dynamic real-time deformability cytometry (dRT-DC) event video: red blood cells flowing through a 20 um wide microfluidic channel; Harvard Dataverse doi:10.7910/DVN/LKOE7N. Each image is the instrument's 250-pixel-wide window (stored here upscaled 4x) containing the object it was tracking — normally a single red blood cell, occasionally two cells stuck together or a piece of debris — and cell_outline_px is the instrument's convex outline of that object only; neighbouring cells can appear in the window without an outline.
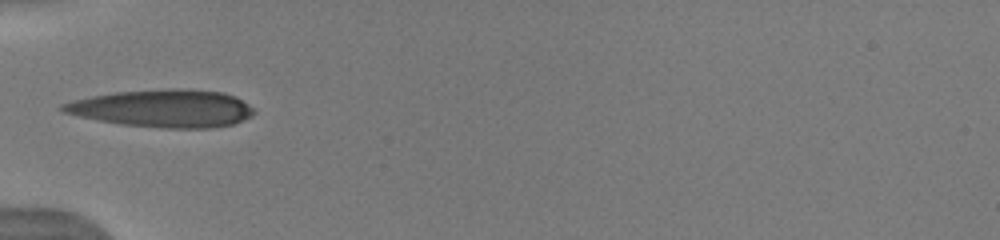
{"species": "human", "species_latin": "Homo sapiens", "temperature_condition": "warm", "stored_images_in_passage": 28, "camera_frame_rate_fps": 3000, "um_per_image_px": 0.085, "donor": {"sex": "male"}, "frame": {"image": 1, "passage_image": 1, "time_ms": 0.0, "image_size_px": [1000, 240], "cell_outline_px": [[256, 112], [252, 116], [232, 124], [212, 128], [164, 128], [120, 124], [80, 116], [64, 112], [60, 108], [60, 104], [72, 100], [92, 96], [116, 92], [176, 88], [224, 92], [236, 96], [248, 104]], "centroid_in_image_um": [13.88, 9.21], "position_along_channel_um": 71.1, "area_um2": 41.73}}
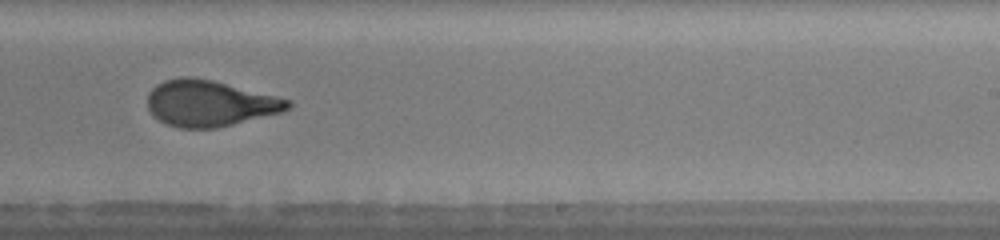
{"frame": {"image": 2, "passage_image": 16, "time_ms": 5.0, "image_size_px": [1000, 240], "cell_outline_px": [[292, 104], [284, 112], [216, 128], [180, 128], [168, 124], [152, 116], [148, 108], [148, 92], [156, 84], [164, 80], [180, 76], [192, 76], [212, 80], [292, 100]], "centroid_in_image_um": [17.81, 8.77], "position_along_channel_um": 271.2, "area_um2": 37.8}, "authors_computed_cell_mechanics": {"area_um2": 38.726, "velocity_mm_per_s": 4.0229, "shape_relaxation_time_tau1_ms": 5.8278, "shape_relaxation_time_tau2_ms": 0.9466, "deformation_change_tau1": 0.2537, "deformation_change_tau2": 0.08}}